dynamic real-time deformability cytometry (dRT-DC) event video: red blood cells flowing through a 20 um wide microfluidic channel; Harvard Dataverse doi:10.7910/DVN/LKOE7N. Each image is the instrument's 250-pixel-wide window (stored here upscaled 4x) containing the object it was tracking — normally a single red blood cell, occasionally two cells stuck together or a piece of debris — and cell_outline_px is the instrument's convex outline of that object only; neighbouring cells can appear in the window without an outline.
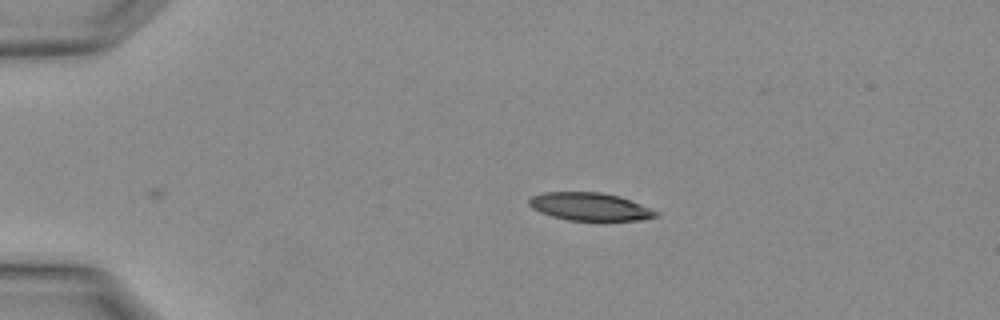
{"species": "Egyptian fruit bat (a non-hibernating species)", "species_latin": "Rousettus aegyptiacus", "temperature_condition": "warm", "stored_images_in_passage": 2, "camera_frame_rate_fps": 3000, "um_per_image_px": 0.085, "animal": {"sex": "female"}, "frame": {"image": 1, "passage_image": 1, "time_ms": 0.0, "image_size_px": [1000, 320], "cell_outline_px": [[660, 212], [656, 216], [640, 220], [568, 220], [552, 216], [540, 212], [532, 208], [528, 204], [528, 200], [532, 196], [544, 192], [600, 192], [616, 196], [640, 204]], "centroid_in_image_um": [50.09, 17.56], "position_along_channel_um": 34.9, "area_um2": 20.29}}